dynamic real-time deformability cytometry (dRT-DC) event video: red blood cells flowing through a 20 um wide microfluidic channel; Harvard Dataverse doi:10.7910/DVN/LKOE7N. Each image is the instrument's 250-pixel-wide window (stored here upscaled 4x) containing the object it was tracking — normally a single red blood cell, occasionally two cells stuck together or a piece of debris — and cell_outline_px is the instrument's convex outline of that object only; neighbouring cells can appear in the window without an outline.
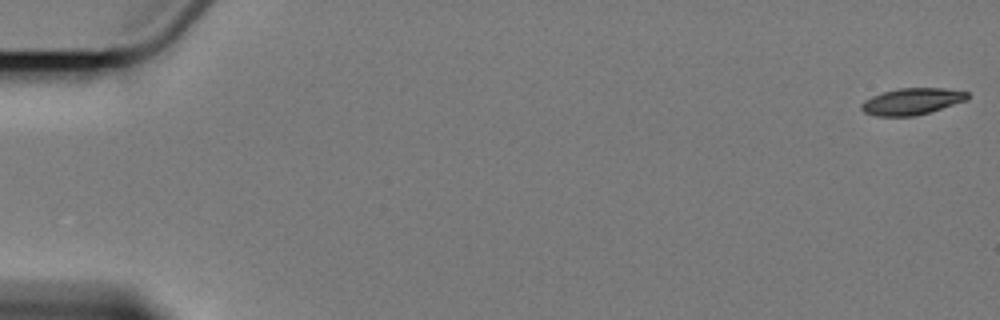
{"species": "Egyptian fruit bat (a non-hibernating species)", "species_latin": "Rousettus aegyptiacus", "temperature_condition": "cold", "stored_images_in_passage": 8, "camera_frame_rate_fps": 3000, "um_per_image_px": 0.085, "animal": {"sex": "female"}, "frame": {"image": 1, "passage_image": 1, "time_ms": 0.0, "image_size_px": [1000, 320], "cell_outline_px": [[968, 100], [928, 112], [912, 116], [876, 116], [864, 112], [860, 108], [860, 104], [864, 100], [872, 96], [884, 92], [900, 88], [944, 88], [968, 92]], "centroid_in_image_um": [77.49, 8.62], "position_along_channel_um": 7.5, "area_um2": 16.3}}
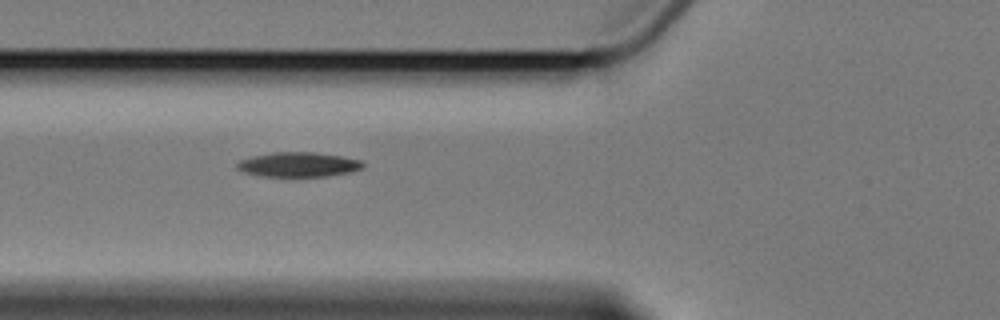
{"frame": {"image": 2, "passage_image": 7, "time_ms": 7.333, "image_size_px": [1000, 320], "cell_outline_px": [[364, 164], [360, 168], [348, 172], [324, 176], [260, 176], [240, 172], [236, 168], [236, 164], [240, 160], [252, 156], [276, 152], [312, 152], [340, 156], [360, 160]], "centroid_in_image_um": [25.27, 13.98], "position_along_channel_um": 100.5, "area_um2": 17.86}}
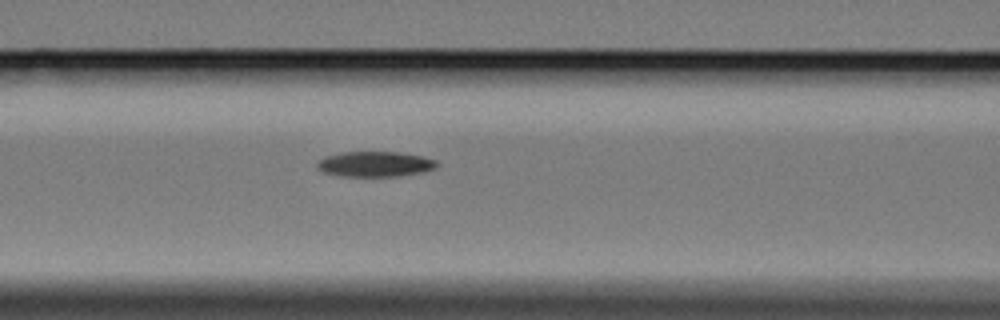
{"frame": {"image": 3, "passage_image": 8, "time_ms": 8.333, "image_size_px": [1000, 320], "cell_outline_px": [[440, 164], [436, 168], [424, 172], [400, 176], [340, 176], [324, 172], [316, 168], [316, 164], [324, 156], [344, 152], [396, 152], [420, 156], [436, 160]], "centroid_in_image_um": [31.89, 13.95], "position_along_channel_um": 134.7, "area_um2": 17.69}}